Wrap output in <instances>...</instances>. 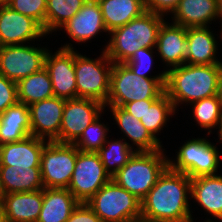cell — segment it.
I'll return each instance as SVG.
<instances>
[{
    "mask_svg": "<svg viewBox=\"0 0 222 222\" xmlns=\"http://www.w3.org/2000/svg\"><path fill=\"white\" fill-rule=\"evenodd\" d=\"M190 200L191 179L167 167L140 201L141 217L163 222H194Z\"/></svg>",
    "mask_w": 222,
    "mask_h": 222,
    "instance_id": "1",
    "label": "cell"
},
{
    "mask_svg": "<svg viewBox=\"0 0 222 222\" xmlns=\"http://www.w3.org/2000/svg\"><path fill=\"white\" fill-rule=\"evenodd\" d=\"M222 77V64H183L166 72L165 93L176 111L201 99L217 95Z\"/></svg>",
    "mask_w": 222,
    "mask_h": 222,
    "instance_id": "2",
    "label": "cell"
},
{
    "mask_svg": "<svg viewBox=\"0 0 222 222\" xmlns=\"http://www.w3.org/2000/svg\"><path fill=\"white\" fill-rule=\"evenodd\" d=\"M165 19L146 10L126 25L112 30L102 50L113 63H126L138 49L156 48L158 32Z\"/></svg>",
    "mask_w": 222,
    "mask_h": 222,
    "instance_id": "3",
    "label": "cell"
},
{
    "mask_svg": "<svg viewBox=\"0 0 222 222\" xmlns=\"http://www.w3.org/2000/svg\"><path fill=\"white\" fill-rule=\"evenodd\" d=\"M165 153V147L153 152H135L112 179L141 201L168 167L169 155Z\"/></svg>",
    "mask_w": 222,
    "mask_h": 222,
    "instance_id": "4",
    "label": "cell"
},
{
    "mask_svg": "<svg viewBox=\"0 0 222 222\" xmlns=\"http://www.w3.org/2000/svg\"><path fill=\"white\" fill-rule=\"evenodd\" d=\"M166 78H147L135 74L125 63H113L110 90L105 106L158 99L165 93Z\"/></svg>",
    "mask_w": 222,
    "mask_h": 222,
    "instance_id": "5",
    "label": "cell"
},
{
    "mask_svg": "<svg viewBox=\"0 0 222 222\" xmlns=\"http://www.w3.org/2000/svg\"><path fill=\"white\" fill-rule=\"evenodd\" d=\"M202 137L185 140L178 148L175 158L168 157V167L186 174L190 179L218 174L222 161L221 151L216 146L217 143L214 144L207 137Z\"/></svg>",
    "mask_w": 222,
    "mask_h": 222,
    "instance_id": "6",
    "label": "cell"
},
{
    "mask_svg": "<svg viewBox=\"0 0 222 222\" xmlns=\"http://www.w3.org/2000/svg\"><path fill=\"white\" fill-rule=\"evenodd\" d=\"M75 79L77 98H90L104 105L110 90V75L113 62L104 50L97 58H89L75 49Z\"/></svg>",
    "mask_w": 222,
    "mask_h": 222,
    "instance_id": "7",
    "label": "cell"
},
{
    "mask_svg": "<svg viewBox=\"0 0 222 222\" xmlns=\"http://www.w3.org/2000/svg\"><path fill=\"white\" fill-rule=\"evenodd\" d=\"M102 222H133L141 217V202L113 179L86 202Z\"/></svg>",
    "mask_w": 222,
    "mask_h": 222,
    "instance_id": "8",
    "label": "cell"
},
{
    "mask_svg": "<svg viewBox=\"0 0 222 222\" xmlns=\"http://www.w3.org/2000/svg\"><path fill=\"white\" fill-rule=\"evenodd\" d=\"M78 148L70 143L47 142L40 161L44 188L68 189Z\"/></svg>",
    "mask_w": 222,
    "mask_h": 222,
    "instance_id": "9",
    "label": "cell"
},
{
    "mask_svg": "<svg viewBox=\"0 0 222 222\" xmlns=\"http://www.w3.org/2000/svg\"><path fill=\"white\" fill-rule=\"evenodd\" d=\"M33 44L1 46L0 74L17 83L42 70L45 67V58L49 49L47 46Z\"/></svg>",
    "mask_w": 222,
    "mask_h": 222,
    "instance_id": "10",
    "label": "cell"
},
{
    "mask_svg": "<svg viewBox=\"0 0 222 222\" xmlns=\"http://www.w3.org/2000/svg\"><path fill=\"white\" fill-rule=\"evenodd\" d=\"M111 179L97 152H84L78 149L68 190L79 202L86 203Z\"/></svg>",
    "mask_w": 222,
    "mask_h": 222,
    "instance_id": "11",
    "label": "cell"
},
{
    "mask_svg": "<svg viewBox=\"0 0 222 222\" xmlns=\"http://www.w3.org/2000/svg\"><path fill=\"white\" fill-rule=\"evenodd\" d=\"M105 105L90 98L66 99L62 123L59 132V143L73 144L83 130L106 112Z\"/></svg>",
    "mask_w": 222,
    "mask_h": 222,
    "instance_id": "12",
    "label": "cell"
},
{
    "mask_svg": "<svg viewBox=\"0 0 222 222\" xmlns=\"http://www.w3.org/2000/svg\"><path fill=\"white\" fill-rule=\"evenodd\" d=\"M47 36L36 20L13 10L8 5H0V47L40 42Z\"/></svg>",
    "mask_w": 222,
    "mask_h": 222,
    "instance_id": "13",
    "label": "cell"
},
{
    "mask_svg": "<svg viewBox=\"0 0 222 222\" xmlns=\"http://www.w3.org/2000/svg\"><path fill=\"white\" fill-rule=\"evenodd\" d=\"M63 30L72 41L61 45L59 47L61 49H75L72 42L78 45L86 44L85 42H90L98 34L102 36L103 32L109 35L97 0H87L83 7L59 29Z\"/></svg>",
    "mask_w": 222,
    "mask_h": 222,
    "instance_id": "14",
    "label": "cell"
},
{
    "mask_svg": "<svg viewBox=\"0 0 222 222\" xmlns=\"http://www.w3.org/2000/svg\"><path fill=\"white\" fill-rule=\"evenodd\" d=\"M57 49L54 53L49 49L45 58V69L52 82L53 94L55 97L75 99V49Z\"/></svg>",
    "mask_w": 222,
    "mask_h": 222,
    "instance_id": "15",
    "label": "cell"
},
{
    "mask_svg": "<svg viewBox=\"0 0 222 222\" xmlns=\"http://www.w3.org/2000/svg\"><path fill=\"white\" fill-rule=\"evenodd\" d=\"M65 101L64 98L53 96L29 105L31 136L59 143Z\"/></svg>",
    "mask_w": 222,
    "mask_h": 222,
    "instance_id": "16",
    "label": "cell"
},
{
    "mask_svg": "<svg viewBox=\"0 0 222 222\" xmlns=\"http://www.w3.org/2000/svg\"><path fill=\"white\" fill-rule=\"evenodd\" d=\"M111 112L117 127L127 144L136 152H153L163 149L162 141L157 140L134 115L122 106H105ZM126 139H129L128 141ZM132 142V143H131ZM136 147V148H135Z\"/></svg>",
    "mask_w": 222,
    "mask_h": 222,
    "instance_id": "17",
    "label": "cell"
},
{
    "mask_svg": "<svg viewBox=\"0 0 222 222\" xmlns=\"http://www.w3.org/2000/svg\"><path fill=\"white\" fill-rule=\"evenodd\" d=\"M167 20V21H166ZM165 19L157 36L156 51L167 72L170 68L185 64L187 53V28Z\"/></svg>",
    "mask_w": 222,
    "mask_h": 222,
    "instance_id": "18",
    "label": "cell"
},
{
    "mask_svg": "<svg viewBox=\"0 0 222 222\" xmlns=\"http://www.w3.org/2000/svg\"><path fill=\"white\" fill-rule=\"evenodd\" d=\"M191 200L210 215L203 222H222V175L218 173L192 178Z\"/></svg>",
    "mask_w": 222,
    "mask_h": 222,
    "instance_id": "19",
    "label": "cell"
},
{
    "mask_svg": "<svg viewBox=\"0 0 222 222\" xmlns=\"http://www.w3.org/2000/svg\"><path fill=\"white\" fill-rule=\"evenodd\" d=\"M211 28L212 27L210 26L187 28V53L185 64H222L218 52V50H220V44L218 42L219 40H217L220 36L218 37V34H216V38V35Z\"/></svg>",
    "mask_w": 222,
    "mask_h": 222,
    "instance_id": "20",
    "label": "cell"
},
{
    "mask_svg": "<svg viewBox=\"0 0 222 222\" xmlns=\"http://www.w3.org/2000/svg\"><path fill=\"white\" fill-rule=\"evenodd\" d=\"M47 142L30 135L21 141L0 145V165L40 167L41 155Z\"/></svg>",
    "mask_w": 222,
    "mask_h": 222,
    "instance_id": "21",
    "label": "cell"
},
{
    "mask_svg": "<svg viewBox=\"0 0 222 222\" xmlns=\"http://www.w3.org/2000/svg\"><path fill=\"white\" fill-rule=\"evenodd\" d=\"M171 19L186 28L208 27L217 20V0H180Z\"/></svg>",
    "mask_w": 222,
    "mask_h": 222,
    "instance_id": "22",
    "label": "cell"
},
{
    "mask_svg": "<svg viewBox=\"0 0 222 222\" xmlns=\"http://www.w3.org/2000/svg\"><path fill=\"white\" fill-rule=\"evenodd\" d=\"M7 222H36L43 203V189L3 195Z\"/></svg>",
    "mask_w": 222,
    "mask_h": 222,
    "instance_id": "23",
    "label": "cell"
},
{
    "mask_svg": "<svg viewBox=\"0 0 222 222\" xmlns=\"http://www.w3.org/2000/svg\"><path fill=\"white\" fill-rule=\"evenodd\" d=\"M31 135L29 106L17 102L0 114V145L21 141Z\"/></svg>",
    "mask_w": 222,
    "mask_h": 222,
    "instance_id": "24",
    "label": "cell"
},
{
    "mask_svg": "<svg viewBox=\"0 0 222 222\" xmlns=\"http://www.w3.org/2000/svg\"><path fill=\"white\" fill-rule=\"evenodd\" d=\"M0 184L4 194L44 189L40 167L0 165Z\"/></svg>",
    "mask_w": 222,
    "mask_h": 222,
    "instance_id": "25",
    "label": "cell"
},
{
    "mask_svg": "<svg viewBox=\"0 0 222 222\" xmlns=\"http://www.w3.org/2000/svg\"><path fill=\"white\" fill-rule=\"evenodd\" d=\"M79 203L68 189L44 188L42 208L36 222H66Z\"/></svg>",
    "mask_w": 222,
    "mask_h": 222,
    "instance_id": "26",
    "label": "cell"
},
{
    "mask_svg": "<svg viewBox=\"0 0 222 222\" xmlns=\"http://www.w3.org/2000/svg\"><path fill=\"white\" fill-rule=\"evenodd\" d=\"M97 2L108 33L126 25L146 11L143 0H97Z\"/></svg>",
    "mask_w": 222,
    "mask_h": 222,
    "instance_id": "27",
    "label": "cell"
},
{
    "mask_svg": "<svg viewBox=\"0 0 222 222\" xmlns=\"http://www.w3.org/2000/svg\"><path fill=\"white\" fill-rule=\"evenodd\" d=\"M16 84L18 102L27 106L54 96L52 82L45 67Z\"/></svg>",
    "mask_w": 222,
    "mask_h": 222,
    "instance_id": "28",
    "label": "cell"
},
{
    "mask_svg": "<svg viewBox=\"0 0 222 222\" xmlns=\"http://www.w3.org/2000/svg\"><path fill=\"white\" fill-rule=\"evenodd\" d=\"M176 112L172 101L168 95L164 93L158 99L146 100V111L140 119V122L160 141L158 135L161 134L164 127H167V122L169 123L170 118L172 119Z\"/></svg>",
    "mask_w": 222,
    "mask_h": 222,
    "instance_id": "29",
    "label": "cell"
},
{
    "mask_svg": "<svg viewBox=\"0 0 222 222\" xmlns=\"http://www.w3.org/2000/svg\"><path fill=\"white\" fill-rule=\"evenodd\" d=\"M134 151L123 138H107L105 144L97 151L105 171L112 178L133 156Z\"/></svg>",
    "mask_w": 222,
    "mask_h": 222,
    "instance_id": "30",
    "label": "cell"
},
{
    "mask_svg": "<svg viewBox=\"0 0 222 222\" xmlns=\"http://www.w3.org/2000/svg\"><path fill=\"white\" fill-rule=\"evenodd\" d=\"M86 1L47 0L45 33L52 35V33L59 32V29L83 7Z\"/></svg>",
    "mask_w": 222,
    "mask_h": 222,
    "instance_id": "31",
    "label": "cell"
},
{
    "mask_svg": "<svg viewBox=\"0 0 222 222\" xmlns=\"http://www.w3.org/2000/svg\"><path fill=\"white\" fill-rule=\"evenodd\" d=\"M192 118L202 130H208L207 135L215 129L219 132L222 123V108L217 95L207 97L190 104ZM214 128V129H213Z\"/></svg>",
    "mask_w": 222,
    "mask_h": 222,
    "instance_id": "32",
    "label": "cell"
},
{
    "mask_svg": "<svg viewBox=\"0 0 222 222\" xmlns=\"http://www.w3.org/2000/svg\"><path fill=\"white\" fill-rule=\"evenodd\" d=\"M97 118L93 123L88 125L80 135V137L73 143L80 151L97 152L110 137L108 122L104 124L103 118ZM102 119V121H101Z\"/></svg>",
    "mask_w": 222,
    "mask_h": 222,
    "instance_id": "33",
    "label": "cell"
},
{
    "mask_svg": "<svg viewBox=\"0 0 222 222\" xmlns=\"http://www.w3.org/2000/svg\"><path fill=\"white\" fill-rule=\"evenodd\" d=\"M154 53H156V48H140L138 49L132 57L125 63L135 74L141 77L147 78H166V71L163 69L161 72L157 73L155 76L149 73L153 70V63L155 58ZM154 56V57H153Z\"/></svg>",
    "mask_w": 222,
    "mask_h": 222,
    "instance_id": "34",
    "label": "cell"
},
{
    "mask_svg": "<svg viewBox=\"0 0 222 222\" xmlns=\"http://www.w3.org/2000/svg\"><path fill=\"white\" fill-rule=\"evenodd\" d=\"M7 5L13 10L36 20L45 31L47 0H10Z\"/></svg>",
    "mask_w": 222,
    "mask_h": 222,
    "instance_id": "35",
    "label": "cell"
},
{
    "mask_svg": "<svg viewBox=\"0 0 222 222\" xmlns=\"http://www.w3.org/2000/svg\"><path fill=\"white\" fill-rule=\"evenodd\" d=\"M18 102L16 82L0 74V114Z\"/></svg>",
    "mask_w": 222,
    "mask_h": 222,
    "instance_id": "36",
    "label": "cell"
},
{
    "mask_svg": "<svg viewBox=\"0 0 222 222\" xmlns=\"http://www.w3.org/2000/svg\"><path fill=\"white\" fill-rule=\"evenodd\" d=\"M147 11L167 18L178 6L180 0H143Z\"/></svg>",
    "mask_w": 222,
    "mask_h": 222,
    "instance_id": "37",
    "label": "cell"
},
{
    "mask_svg": "<svg viewBox=\"0 0 222 222\" xmlns=\"http://www.w3.org/2000/svg\"><path fill=\"white\" fill-rule=\"evenodd\" d=\"M66 222H102L87 203L80 202Z\"/></svg>",
    "mask_w": 222,
    "mask_h": 222,
    "instance_id": "38",
    "label": "cell"
},
{
    "mask_svg": "<svg viewBox=\"0 0 222 222\" xmlns=\"http://www.w3.org/2000/svg\"><path fill=\"white\" fill-rule=\"evenodd\" d=\"M123 108L140 120L146 111V100H137L126 103Z\"/></svg>",
    "mask_w": 222,
    "mask_h": 222,
    "instance_id": "39",
    "label": "cell"
},
{
    "mask_svg": "<svg viewBox=\"0 0 222 222\" xmlns=\"http://www.w3.org/2000/svg\"><path fill=\"white\" fill-rule=\"evenodd\" d=\"M221 23V33H220V36L222 38V0H217V23L219 22Z\"/></svg>",
    "mask_w": 222,
    "mask_h": 222,
    "instance_id": "40",
    "label": "cell"
},
{
    "mask_svg": "<svg viewBox=\"0 0 222 222\" xmlns=\"http://www.w3.org/2000/svg\"><path fill=\"white\" fill-rule=\"evenodd\" d=\"M0 222H7L3 198H0Z\"/></svg>",
    "mask_w": 222,
    "mask_h": 222,
    "instance_id": "41",
    "label": "cell"
},
{
    "mask_svg": "<svg viewBox=\"0 0 222 222\" xmlns=\"http://www.w3.org/2000/svg\"><path fill=\"white\" fill-rule=\"evenodd\" d=\"M217 97H218V100H219V102L221 104V108H222V77L220 79L219 86L217 89Z\"/></svg>",
    "mask_w": 222,
    "mask_h": 222,
    "instance_id": "42",
    "label": "cell"
},
{
    "mask_svg": "<svg viewBox=\"0 0 222 222\" xmlns=\"http://www.w3.org/2000/svg\"><path fill=\"white\" fill-rule=\"evenodd\" d=\"M133 222H163V221H154V220H149L143 217H138Z\"/></svg>",
    "mask_w": 222,
    "mask_h": 222,
    "instance_id": "43",
    "label": "cell"
},
{
    "mask_svg": "<svg viewBox=\"0 0 222 222\" xmlns=\"http://www.w3.org/2000/svg\"><path fill=\"white\" fill-rule=\"evenodd\" d=\"M217 134H218V139H219L217 142L221 143V145H222V123H221L220 130Z\"/></svg>",
    "mask_w": 222,
    "mask_h": 222,
    "instance_id": "44",
    "label": "cell"
},
{
    "mask_svg": "<svg viewBox=\"0 0 222 222\" xmlns=\"http://www.w3.org/2000/svg\"><path fill=\"white\" fill-rule=\"evenodd\" d=\"M10 0H0V5H7Z\"/></svg>",
    "mask_w": 222,
    "mask_h": 222,
    "instance_id": "45",
    "label": "cell"
},
{
    "mask_svg": "<svg viewBox=\"0 0 222 222\" xmlns=\"http://www.w3.org/2000/svg\"><path fill=\"white\" fill-rule=\"evenodd\" d=\"M3 195H4V193L2 191V187H1V184H0V198H3Z\"/></svg>",
    "mask_w": 222,
    "mask_h": 222,
    "instance_id": "46",
    "label": "cell"
}]
</instances>
